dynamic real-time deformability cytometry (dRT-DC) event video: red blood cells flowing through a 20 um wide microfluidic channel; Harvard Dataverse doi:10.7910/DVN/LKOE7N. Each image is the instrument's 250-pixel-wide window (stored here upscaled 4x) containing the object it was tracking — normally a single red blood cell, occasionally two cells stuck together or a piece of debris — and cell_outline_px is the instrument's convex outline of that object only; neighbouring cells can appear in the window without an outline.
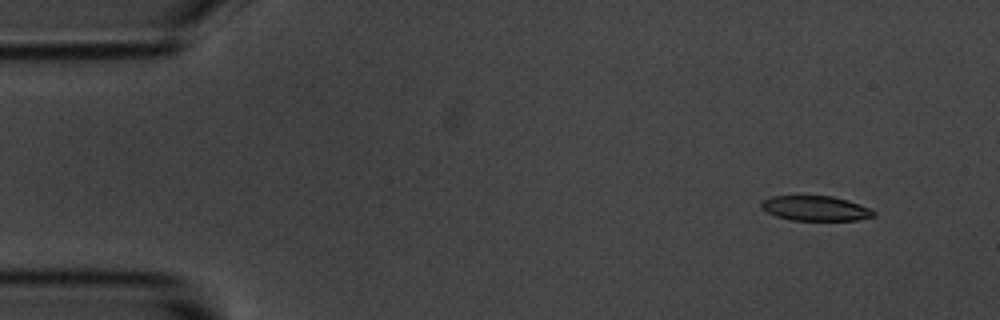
{"species": "common noctule bat (a hibernating species)", "species_latin": "Nyctalus noctula", "temperature_condition": "room temperature", "stored_images_in_passage": 4, "camera_frame_rate_fps": 3000, "um_per_image_px": 0.085, "animal": {"sex": "male", "body_mass_g": 20.1, "forearm_length_mm": 53.5}, "frame": {"image": 1, "passage_image": 1, "time_ms": 0.0, "image_size_px": [1000, 320], "cell_outline_px": [[876, 216], [856, 220], [792, 220], [776, 216], [760, 208], [760, 200], [772, 196], [832, 196], [848, 200], [860, 204], [876, 212]], "centroid_in_image_um": [69.3, 17.7], "position_along_channel_um": 15.7, "area_um2": 16.36}}
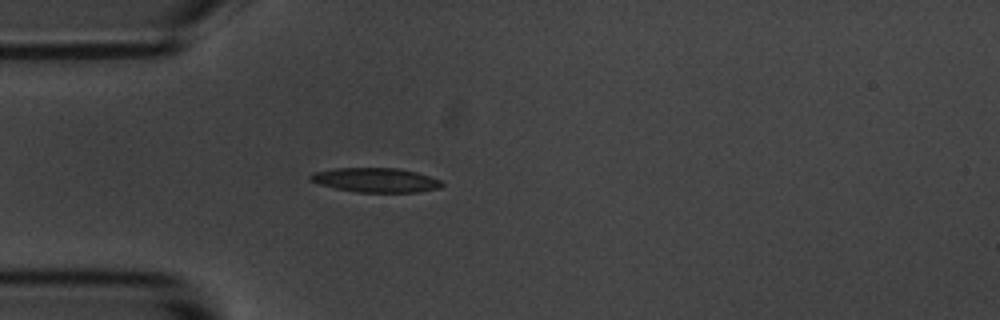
{"frame": {"image": 2, "passage_image": 4, "time_ms": 3.667, "image_size_px": [1000, 320], "cell_outline_px": [[444, 184], [440, 188], [420, 192], [356, 192], [336, 188], [320, 184], [308, 180], [308, 176], [312, 172], [336, 168], [400, 168], [416, 172], [440, 180]], "centroid_in_image_um": [31.92, 15.3], "position_along_channel_um": 53.1, "area_um2": 18.73}}